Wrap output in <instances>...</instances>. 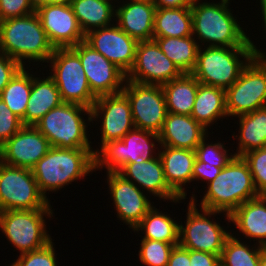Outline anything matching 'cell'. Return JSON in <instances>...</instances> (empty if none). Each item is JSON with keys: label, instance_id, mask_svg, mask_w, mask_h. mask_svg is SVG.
<instances>
[{"label": "cell", "instance_id": "8fae6325", "mask_svg": "<svg viewBox=\"0 0 266 266\" xmlns=\"http://www.w3.org/2000/svg\"><path fill=\"white\" fill-rule=\"evenodd\" d=\"M266 106V61L257 53L226 90V110L237 117Z\"/></svg>", "mask_w": 266, "mask_h": 266}, {"label": "cell", "instance_id": "5bb4252c", "mask_svg": "<svg viewBox=\"0 0 266 266\" xmlns=\"http://www.w3.org/2000/svg\"><path fill=\"white\" fill-rule=\"evenodd\" d=\"M91 120L99 122L101 134L99 148L108 141L121 140L129 131L135 128L131 105L123 93L100 96L91 107Z\"/></svg>", "mask_w": 266, "mask_h": 266}, {"label": "cell", "instance_id": "d6a6232c", "mask_svg": "<svg viewBox=\"0 0 266 266\" xmlns=\"http://www.w3.org/2000/svg\"><path fill=\"white\" fill-rule=\"evenodd\" d=\"M153 39L161 51L182 73L193 71L200 46L192 35L187 37H153Z\"/></svg>", "mask_w": 266, "mask_h": 266}, {"label": "cell", "instance_id": "4316f807", "mask_svg": "<svg viewBox=\"0 0 266 266\" xmlns=\"http://www.w3.org/2000/svg\"><path fill=\"white\" fill-rule=\"evenodd\" d=\"M191 116L207 130L220 119L227 120L226 90L199 83Z\"/></svg>", "mask_w": 266, "mask_h": 266}, {"label": "cell", "instance_id": "ac0fdd59", "mask_svg": "<svg viewBox=\"0 0 266 266\" xmlns=\"http://www.w3.org/2000/svg\"><path fill=\"white\" fill-rule=\"evenodd\" d=\"M35 12L54 48L73 47L85 40L71 5L36 4Z\"/></svg>", "mask_w": 266, "mask_h": 266}, {"label": "cell", "instance_id": "5b68a950", "mask_svg": "<svg viewBox=\"0 0 266 266\" xmlns=\"http://www.w3.org/2000/svg\"><path fill=\"white\" fill-rule=\"evenodd\" d=\"M91 123L90 108L62 102L48 111L34 126L48 139L52 147L93 149L95 153L96 148L91 147L94 143L89 140L88 126Z\"/></svg>", "mask_w": 266, "mask_h": 266}, {"label": "cell", "instance_id": "681fc988", "mask_svg": "<svg viewBox=\"0 0 266 266\" xmlns=\"http://www.w3.org/2000/svg\"><path fill=\"white\" fill-rule=\"evenodd\" d=\"M259 266H266V247H262Z\"/></svg>", "mask_w": 266, "mask_h": 266}, {"label": "cell", "instance_id": "9c48e42d", "mask_svg": "<svg viewBox=\"0 0 266 266\" xmlns=\"http://www.w3.org/2000/svg\"><path fill=\"white\" fill-rule=\"evenodd\" d=\"M52 207L50 204L46 209L0 212V230L20 255L40 249L53 240L46 227L47 218L51 220L54 216Z\"/></svg>", "mask_w": 266, "mask_h": 266}, {"label": "cell", "instance_id": "4fadbf2b", "mask_svg": "<svg viewBox=\"0 0 266 266\" xmlns=\"http://www.w3.org/2000/svg\"><path fill=\"white\" fill-rule=\"evenodd\" d=\"M122 92L130 102L135 128L158 134L168 113L162 85L125 80Z\"/></svg>", "mask_w": 266, "mask_h": 266}, {"label": "cell", "instance_id": "ba28073f", "mask_svg": "<svg viewBox=\"0 0 266 266\" xmlns=\"http://www.w3.org/2000/svg\"><path fill=\"white\" fill-rule=\"evenodd\" d=\"M158 145L157 133L134 128L121 140L108 141L97 148L94 153L95 172L104 168L106 173L118 172L126 163L151 160L159 155Z\"/></svg>", "mask_w": 266, "mask_h": 266}, {"label": "cell", "instance_id": "c3c4849f", "mask_svg": "<svg viewBox=\"0 0 266 266\" xmlns=\"http://www.w3.org/2000/svg\"><path fill=\"white\" fill-rule=\"evenodd\" d=\"M260 2V10H261V12H260V16L261 17H263L262 18V28H264L263 29V31H264V33L266 34V0H259ZM261 13H262V15H261ZM264 26V27H263ZM265 38H266V35L264 36Z\"/></svg>", "mask_w": 266, "mask_h": 266}, {"label": "cell", "instance_id": "7a4b0ae2", "mask_svg": "<svg viewBox=\"0 0 266 266\" xmlns=\"http://www.w3.org/2000/svg\"><path fill=\"white\" fill-rule=\"evenodd\" d=\"M54 50L36 12L0 21V53L11 57L22 67L31 63V66H36L40 62L42 66Z\"/></svg>", "mask_w": 266, "mask_h": 266}, {"label": "cell", "instance_id": "52a82bcc", "mask_svg": "<svg viewBox=\"0 0 266 266\" xmlns=\"http://www.w3.org/2000/svg\"><path fill=\"white\" fill-rule=\"evenodd\" d=\"M188 203L187 211H185V224H182V221L179 223V245L188 250L220 256L224 243L231 232L225 226H221L214 217L222 214L223 217H226L224 220L229 225L232 224L229 214L203 208L199 210V207L192 201L189 200ZM212 216L213 218H211Z\"/></svg>", "mask_w": 266, "mask_h": 266}, {"label": "cell", "instance_id": "f907efd6", "mask_svg": "<svg viewBox=\"0 0 266 266\" xmlns=\"http://www.w3.org/2000/svg\"><path fill=\"white\" fill-rule=\"evenodd\" d=\"M258 54L266 61V51H262V48H261V51L260 49H258Z\"/></svg>", "mask_w": 266, "mask_h": 266}, {"label": "cell", "instance_id": "83f0119b", "mask_svg": "<svg viewBox=\"0 0 266 266\" xmlns=\"http://www.w3.org/2000/svg\"><path fill=\"white\" fill-rule=\"evenodd\" d=\"M235 118H238L239 129L231 136L238 142L236 156L242 157L249 151L266 147V106Z\"/></svg>", "mask_w": 266, "mask_h": 266}, {"label": "cell", "instance_id": "8992f818", "mask_svg": "<svg viewBox=\"0 0 266 266\" xmlns=\"http://www.w3.org/2000/svg\"><path fill=\"white\" fill-rule=\"evenodd\" d=\"M259 47L205 46L198 50L191 74L201 84L227 90L244 67L258 53Z\"/></svg>", "mask_w": 266, "mask_h": 266}, {"label": "cell", "instance_id": "603a6c76", "mask_svg": "<svg viewBox=\"0 0 266 266\" xmlns=\"http://www.w3.org/2000/svg\"><path fill=\"white\" fill-rule=\"evenodd\" d=\"M159 157L168 186L180 197L187 199L185 186L192 182L195 151L160 145ZM187 184V185H186Z\"/></svg>", "mask_w": 266, "mask_h": 266}, {"label": "cell", "instance_id": "8d00e7d4", "mask_svg": "<svg viewBox=\"0 0 266 266\" xmlns=\"http://www.w3.org/2000/svg\"><path fill=\"white\" fill-rule=\"evenodd\" d=\"M140 241L137 261L143 266H167L172 249L179 245L148 239Z\"/></svg>", "mask_w": 266, "mask_h": 266}, {"label": "cell", "instance_id": "44dd1931", "mask_svg": "<svg viewBox=\"0 0 266 266\" xmlns=\"http://www.w3.org/2000/svg\"><path fill=\"white\" fill-rule=\"evenodd\" d=\"M118 173L126 180L134 183L143 192L146 191L152 198L157 197L164 202L180 204L185 201L180 198L167 184L163 165L159 155L141 163H126ZM183 200V201H182Z\"/></svg>", "mask_w": 266, "mask_h": 266}, {"label": "cell", "instance_id": "7402d4cb", "mask_svg": "<svg viewBox=\"0 0 266 266\" xmlns=\"http://www.w3.org/2000/svg\"><path fill=\"white\" fill-rule=\"evenodd\" d=\"M117 1L115 2L118 3L115 5V23L137 42L152 40L157 9L154 3L132 0Z\"/></svg>", "mask_w": 266, "mask_h": 266}, {"label": "cell", "instance_id": "7c38bea8", "mask_svg": "<svg viewBox=\"0 0 266 266\" xmlns=\"http://www.w3.org/2000/svg\"><path fill=\"white\" fill-rule=\"evenodd\" d=\"M50 204L39 191L32 169L0 161V212L46 209Z\"/></svg>", "mask_w": 266, "mask_h": 266}, {"label": "cell", "instance_id": "b9f144b4", "mask_svg": "<svg viewBox=\"0 0 266 266\" xmlns=\"http://www.w3.org/2000/svg\"><path fill=\"white\" fill-rule=\"evenodd\" d=\"M223 167H215L209 163H204L195 159L193 165V176L192 181H201L203 184L212 182L218 174L221 172Z\"/></svg>", "mask_w": 266, "mask_h": 266}, {"label": "cell", "instance_id": "7bdbcfd3", "mask_svg": "<svg viewBox=\"0 0 266 266\" xmlns=\"http://www.w3.org/2000/svg\"><path fill=\"white\" fill-rule=\"evenodd\" d=\"M22 66L11 57L0 53V94Z\"/></svg>", "mask_w": 266, "mask_h": 266}, {"label": "cell", "instance_id": "74e56055", "mask_svg": "<svg viewBox=\"0 0 266 266\" xmlns=\"http://www.w3.org/2000/svg\"><path fill=\"white\" fill-rule=\"evenodd\" d=\"M242 157L249 165L258 195L266 196V147L249 151Z\"/></svg>", "mask_w": 266, "mask_h": 266}, {"label": "cell", "instance_id": "ee69618b", "mask_svg": "<svg viewBox=\"0 0 266 266\" xmlns=\"http://www.w3.org/2000/svg\"><path fill=\"white\" fill-rule=\"evenodd\" d=\"M190 266H220V256L190 250Z\"/></svg>", "mask_w": 266, "mask_h": 266}, {"label": "cell", "instance_id": "4dcf8cb0", "mask_svg": "<svg viewBox=\"0 0 266 266\" xmlns=\"http://www.w3.org/2000/svg\"><path fill=\"white\" fill-rule=\"evenodd\" d=\"M199 82L191 73H183L179 78L162 85L167 112L191 115Z\"/></svg>", "mask_w": 266, "mask_h": 266}, {"label": "cell", "instance_id": "e575fe53", "mask_svg": "<svg viewBox=\"0 0 266 266\" xmlns=\"http://www.w3.org/2000/svg\"><path fill=\"white\" fill-rule=\"evenodd\" d=\"M230 235L220 255V266H259L262 247Z\"/></svg>", "mask_w": 266, "mask_h": 266}, {"label": "cell", "instance_id": "f546056e", "mask_svg": "<svg viewBox=\"0 0 266 266\" xmlns=\"http://www.w3.org/2000/svg\"><path fill=\"white\" fill-rule=\"evenodd\" d=\"M168 212L160 211L155 205L143 217L141 222L132 230L138 235L142 233V239L157 240L170 244H179L178 218ZM141 231V233H139ZM143 231V232H142Z\"/></svg>", "mask_w": 266, "mask_h": 266}, {"label": "cell", "instance_id": "bcb514c9", "mask_svg": "<svg viewBox=\"0 0 266 266\" xmlns=\"http://www.w3.org/2000/svg\"><path fill=\"white\" fill-rule=\"evenodd\" d=\"M194 0H153L156 8L191 7Z\"/></svg>", "mask_w": 266, "mask_h": 266}, {"label": "cell", "instance_id": "30bf717a", "mask_svg": "<svg viewBox=\"0 0 266 266\" xmlns=\"http://www.w3.org/2000/svg\"><path fill=\"white\" fill-rule=\"evenodd\" d=\"M49 63V65H48ZM47 66L60 92L61 100L90 108L96 101L88 84L81 60L71 48H55Z\"/></svg>", "mask_w": 266, "mask_h": 266}, {"label": "cell", "instance_id": "f1b7e54d", "mask_svg": "<svg viewBox=\"0 0 266 266\" xmlns=\"http://www.w3.org/2000/svg\"><path fill=\"white\" fill-rule=\"evenodd\" d=\"M117 0H73L71 7L79 26L86 35L88 32L108 27L115 22Z\"/></svg>", "mask_w": 266, "mask_h": 266}, {"label": "cell", "instance_id": "60d3db41", "mask_svg": "<svg viewBox=\"0 0 266 266\" xmlns=\"http://www.w3.org/2000/svg\"><path fill=\"white\" fill-rule=\"evenodd\" d=\"M36 0H0V21L35 12Z\"/></svg>", "mask_w": 266, "mask_h": 266}, {"label": "cell", "instance_id": "484cf974", "mask_svg": "<svg viewBox=\"0 0 266 266\" xmlns=\"http://www.w3.org/2000/svg\"><path fill=\"white\" fill-rule=\"evenodd\" d=\"M62 102L53 78L49 74L40 76L32 71V89L25 111V125L34 126L48 111Z\"/></svg>", "mask_w": 266, "mask_h": 266}, {"label": "cell", "instance_id": "277c9868", "mask_svg": "<svg viewBox=\"0 0 266 266\" xmlns=\"http://www.w3.org/2000/svg\"><path fill=\"white\" fill-rule=\"evenodd\" d=\"M200 204L194 194L189 198L199 208L231 214L246 201L258 197L248 163L235 156L218 176L205 185ZM197 203V204H196Z\"/></svg>", "mask_w": 266, "mask_h": 266}, {"label": "cell", "instance_id": "d590c367", "mask_svg": "<svg viewBox=\"0 0 266 266\" xmlns=\"http://www.w3.org/2000/svg\"><path fill=\"white\" fill-rule=\"evenodd\" d=\"M210 133L211 132H209L196 147V159L215 167H225L236 155L234 152H229L231 148L227 150L226 144H224L226 141H214L213 143L210 139L211 136H209Z\"/></svg>", "mask_w": 266, "mask_h": 266}, {"label": "cell", "instance_id": "d6986e66", "mask_svg": "<svg viewBox=\"0 0 266 266\" xmlns=\"http://www.w3.org/2000/svg\"><path fill=\"white\" fill-rule=\"evenodd\" d=\"M84 41L126 75L132 69L138 42L127 35L116 23L88 32Z\"/></svg>", "mask_w": 266, "mask_h": 266}, {"label": "cell", "instance_id": "e0dca14e", "mask_svg": "<svg viewBox=\"0 0 266 266\" xmlns=\"http://www.w3.org/2000/svg\"><path fill=\"white\" fill-rule=\"evenodd\" d=\"M108 193L113 200L117 220H121L130 230L134 229L154 206V202L146 192L139 189L134 183L126 180L118 172L106 173ZM147 196H146V195ZM119 218V219H118Z\"/></svg>", "mask_w": 266, "mask_h": 266}, {"label": "cell", "instance_id": "3957f363", "mask_svg": "<svg viewBox=\"0 0 266 266\" xmlns=\"http://www.w3.org/2000/svg\"><path fill=\"white\" fill-rule=\"evenodd\" d=\"M32 172L39 191L50 202L47 197L49 192H58L72 182L91 177L90 174L95 172L94 150L51 146L32 168Z\"/></svg>", "mask_w": 266, "mask_h": 266}, {"label": "cell", "instance_id": "ab89813d", "mask_svg": "<svg viewBox=\"0 0 266 266\" xmlns=\"http://www.w3.org/2000/svg\"><path fill=\"white\" fill-rule=\"evenodd\" d=\"M23 126L22 120L17 117L0 98V147Z\"/></svg>", "mask_w": 266, "mask_h": 266}, {"label": "cell", "instance_id": "1f68e13d", "mask_svg": "<svg viewBox=\"0 0 266 266\" xmlns=\"http://www.w3.org/2000/svg\"><path fill=\"white\" fill-rule=\"evenodd\" d=\"M192 35L190 7L157 8L153 37H187Z\"/></svg>", "mask_w": 266, "mask_h": 266}, {"label": "cell", "instance_id": "9a60e30c", "mask_svg": "<svg viewBox=\"0 0 266 266\" xmlns=\"http://www.w3.org/2000/svg\"><path fill=\"white\" fill-rule=\"evenodd\" d=\"M79 56L92 94L100 96L122 92L126 74L85 41L71 47Z\"/></svg>", "mask_w": 266, "mask_h": 266}, {"label": "cell", "instance_id": "836d02e7", "mask_svg": "<svg viewBox=\"0 0 266 266\" xmlns=\"http://www.w3.org/2000/svg\"><path fill=\"white\" fill-rule=\"evenodd\" d=\"M32 68L22 67L0 94V98L22 120L23 125H25V111L32 89Z\"/></svg>", "mask_w": 266, "mask_h": 266}, {"label": "cell", "instance_id": "cb8c5ba5", "mask_svg": "<svg viewBox=\"0 0 266 266\" xmlns=\"http://www.w3.org/2000/svg\"><path fill=\"white\" fill-rule=\"evenodd\" d=\"M209 132L191 115L168 112L158 136L160 145L195 151Z\"/></svg>", "mask_w": 266, "mask_h": 266}, {"label": "cell", "instance_id": "2e32d148", "mask_svg": "<svg viewBox=\"0 0 266 266\" xmlns=\"http://www.w3.org/2000/svg\"><path fill=\"white\" fill-rule=\"evenodd\" d=\"M182 74L152 39L137 43L135 62L126 75V80L140 84L163 85Z\"/></svg>", "mask_w": 266, "mask_h": 266}, {"label": "cell", "instance_id": "ffe728a7", "mask_svg": "<svg viewBox=\"0 0 266 266\" xmlns=\"http://www.w3.org/2000/svg\"><path fill=\"white\" fill-rule=\"evenodd\" d=\"M48 139L32 125H24L0 147V161L32 169L50 149Z\"/></svg>", "mask_w": 266, "mask_h": 266}, {"label": "cell", "instance_id": "f6af8a7d", "mask_svg": "<svg viewBox=\"0 0 266 266\" xmlns=\"http://www.w3.org/2000/svg\"><path fill=\"white\" fill-rule=\"evenodd\" d=\"M167 266H190V250L180 245L174 246Z\"/></svg>", "mask_w": 266, "mask_h": 266}, {"label": "cell", "instance_id": "7dc6e473", "mask_svg": "<svg viewBox=\"0 0 266 266\" xmlns=\"http://www.w3.org/2000/svg\"><path fill=\"white\" fill-rule=\"evenodd\" d=\"M73 0H36V4L71 5Z\"/></svg>", "mask_w": 266, "mask_h": 266}, {"label": "cell", "instance_id": "f35d334b", "mask_svg": "<svg viewBox=\"0 0 266 266\" xmlns=\"http://www.w3.org/2000/svg\"><path fill=\"white\" fill-rule=\"evenodd\" d=\"M54 239L44 247L18 256L10 266H58Z\"/></svg>", "mask_w": 266, "mask_h": 266}, {"label": "cell", "instance_id": "d4e9b609", "mask_svg": "<svg viewBox=\"0 0 266 266\" xmlns=\"http://www.w3.org/2000/svg\"><path fill=\"white\" fill-rule=\"evenodd\" d=\"M229 216L230 222L238 229V234L237 231H231L232 236L238 238L242 234L246 240L266 247V196L246 201Z\"/></svg>", "mask_w": 266, "mask_h": 266}, {"label": "cell", "instance_id": "816d5d0a", "mask_svg": "<svg viewBox=\"0 0 266 266\" xmlns=\"http://www.w3.org/2000/svg\"><path fill=\"white\" fill-rule=\"evenodd\" d=\"M132 1H147V2H153V0H132Z\"/></svg>", "mask_w": 266, "mask_h": 266}, {"label": "cell", "instance_id": "6da1fadb", "mask_svg": "<svg viewBox=\"0 0 266 266\" xmlns=\"http://www.w3.org/2000/svg\"><path fill=\"white\" fill-rule=\"evenodd\" d=\"M203 1L194 0L190 7L192 36L200 47H257L229 8L232 0Z\"/></svg>", "mask_w": 266, "mask_h": 266}]
</instances>
